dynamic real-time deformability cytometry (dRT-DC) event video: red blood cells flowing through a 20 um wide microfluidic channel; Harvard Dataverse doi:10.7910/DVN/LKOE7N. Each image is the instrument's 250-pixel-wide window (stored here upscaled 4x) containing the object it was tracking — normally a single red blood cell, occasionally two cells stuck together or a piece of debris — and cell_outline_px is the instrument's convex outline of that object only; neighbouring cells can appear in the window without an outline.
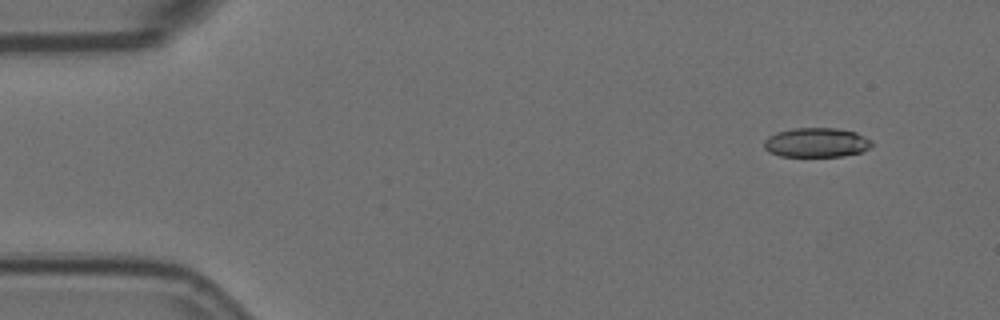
{"species": "Egyptian fruit bat (a non-hibernating species)", "species_latin": "Rousettus aegyptiacus", "temperature_condition": "room temperature", "stored_images_in_passage": 6, "camera_frame_rate_fps": 3000, "um_per_image_px": 0.085, "animal": {"sex": "female"}, "frame": {"image": 1, "passage_image": 1, "time_ms": 0.0, "image_size_px": [1000, 320], "cell_outline_px": [[872, 148], [860, 152], [840, 156], [780, 156], [768, 152], [764, 148], [764, 140], [768, 136], [776, 132], [792, 128], [836, 128], [856, 132], [872, 140]], "centroid_in_image_um": [69.39, 12.11], "position_along_channel_um": 15.6, "area_um2": 18.61}}
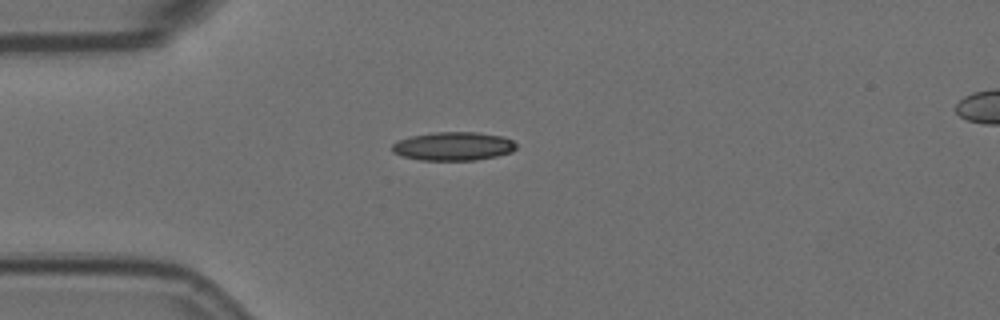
{"frame": {"image": 2, "passage_image": 4, "time_ms": 1.0, "image_size_px": [1000, 320], "cell_outline_px": [[516, 148], [512, 152], [496, 156], [476, 160], [420, 160], [400, 156], [392, 152], [392, 144], [400, 140], [412, 136], [436, 132], [476, 132], [504, 136], [512, 140], [516, 144]], "centroid_in_image_um": [38.55, 12.43], "position_along_channel_um": 46.5, "area_um2": 20.69}}
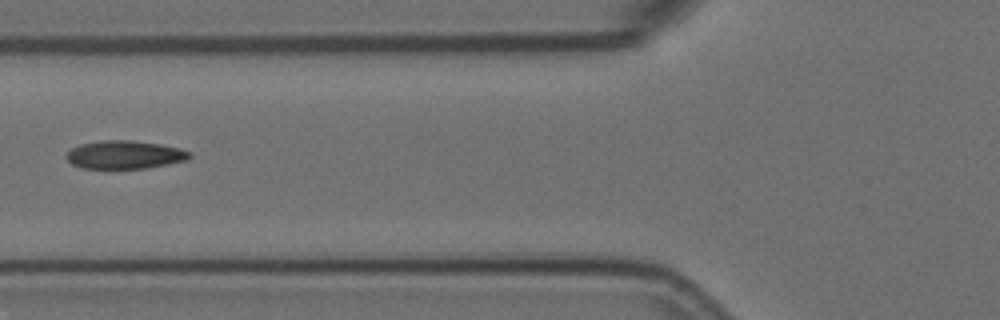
{"frame": {"image": 3, "passage_image": 6, "time_ms": 1.667, "image_size_px": [1000, 320], "cell_outline_px": [[192, 156], [188, 160], [148, 168], [84, 168], [72, 164], [68, 160], [68, 152], [72, 148], [80, 144], [100, 140], [132, 140], [160, 144], [180, 148], [192, 152]], "centroid_in_image_um": [10.66, 13.14], "position_along_channel_um": 115.1, "area_um2": 20.23}}